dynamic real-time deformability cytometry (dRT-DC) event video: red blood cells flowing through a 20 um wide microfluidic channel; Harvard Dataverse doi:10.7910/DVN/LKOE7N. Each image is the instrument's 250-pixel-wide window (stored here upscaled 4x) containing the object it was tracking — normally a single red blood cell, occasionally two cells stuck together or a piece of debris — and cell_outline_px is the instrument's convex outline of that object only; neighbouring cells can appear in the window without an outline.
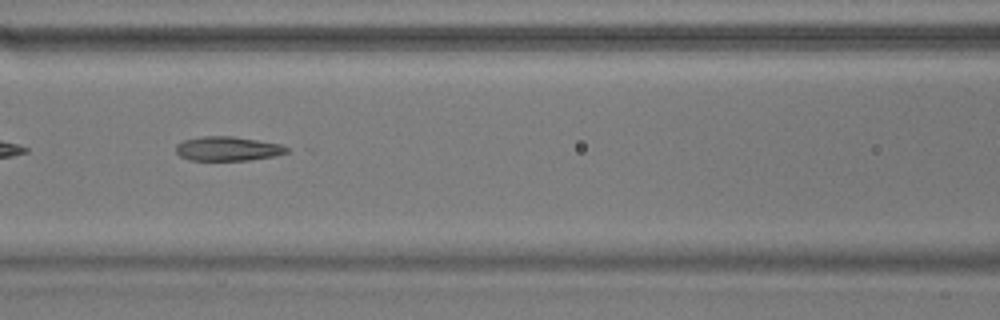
{"species": "common noctule bat (a hibernating species)", "species_latin": "Nyctalus noctula", "temperature_condition": "warm", "stored_images_in_passage": 22, "camera_frame_rate_fps": 3000, "um_per_image_px": 0.085, "animal": {"sex": "male", "body_mass_g": 17.9}, "frame": {"image": 1, "passage_image": 7, "time_ms": 2.0, "image_size_px": [1000, 320], "cell_outline_px": [[288, 152], [272, 156], [248, 160], [188, 160], [180, 156], [176, 152], [176, 144], [184, 140], [200, 136], [232, 136], [280, 144], [288, 148]], "centroid_in_image_um": [19.3, 12.63], "position_along_channel_um": 147.3, "area_um2": 15.55}}
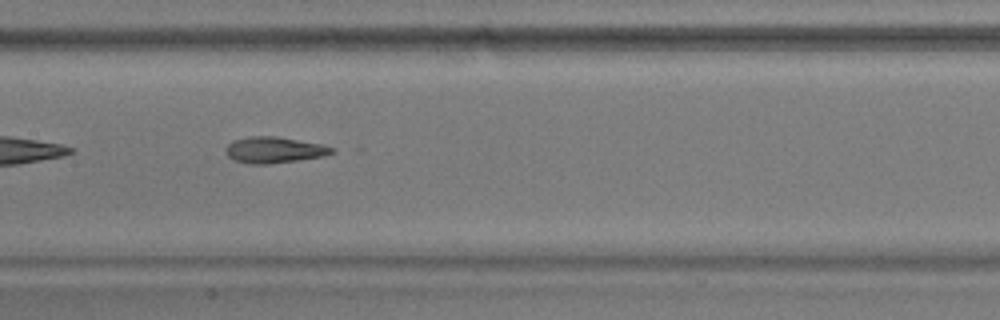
{"frame": {"image": 2, "passage_image": 10, "time_ms": 3.0, "image_size_px": [1000, 320], "cell_outline_px": [[336, 152], [324, 156], [268, 164], [252, 164], [236, 160], [228, 156], [224, 148], [232, 140], [248, 136], [276, 136], [320, 144], [336, 148]], "centroid_in_image_um": [23.3, 12.73], "position_along_channel_um": 184.1, "area_um2": 16.13}}